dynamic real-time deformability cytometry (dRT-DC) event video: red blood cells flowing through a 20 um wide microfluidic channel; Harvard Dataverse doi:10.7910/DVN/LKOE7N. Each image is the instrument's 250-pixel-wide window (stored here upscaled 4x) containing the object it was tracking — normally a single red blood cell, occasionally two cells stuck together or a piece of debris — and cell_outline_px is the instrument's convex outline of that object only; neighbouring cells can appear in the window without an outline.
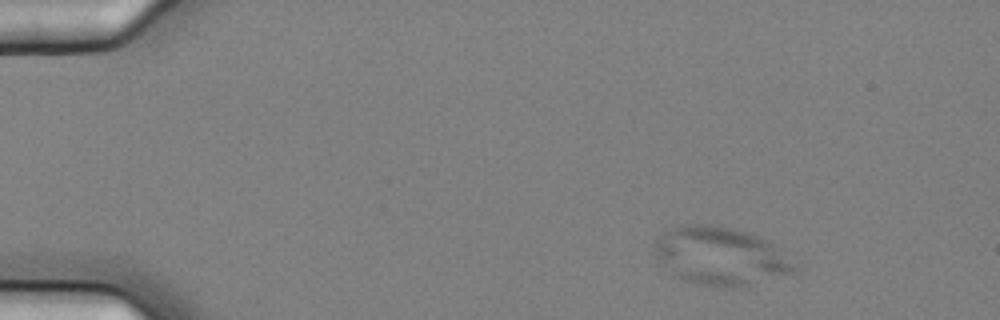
{"species": "common noctule bat (a hibernating species)", "species_latin": "Nyctalus noctula", "temperature_condition": "cold", "stored_images_in_passage": 5, "camera_frame_rate_fps": 3000, "um_per_image_px": 0.085, "animal": {"sex": "female", "body_mass_g": 25.1}, "frame": {"image": 1, "passage_image": 2, "time_ms": 0.333, "image_size_px": [1000, 320], "cell_outline_px": [[796, 272], [740, 288], [720, 288], [700, 284], [676, 276], [656, 252], [656, 240], [664, 232], [684, 224], [708, 224], [732, 228], [748, 232], [772, 244], [796, 268]], "centroid_in_image_um": [61.27, 21.78], "position_along_channel_um": 23.7, "area_um2": 46.07}}
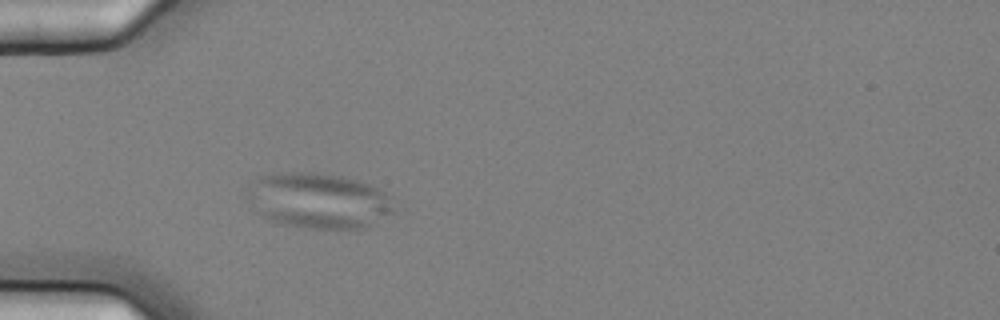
{"frame": {"image": 2, "passage_image": 5, "time_ms": 1.333, "image_size_px": [1000, 320], "cell_outline_px": [[396, 212], [364, 228], [300, 228], [284, 224], [264, 216], [240, 192], [256, 176], [280, 172], [312, 172], [344, 176], [372, 184], [392, 196]], "centroid_in_image_um": [27.07, 17.02], "position_along_channel_um": 57.9, "area_um2": 48.38}}